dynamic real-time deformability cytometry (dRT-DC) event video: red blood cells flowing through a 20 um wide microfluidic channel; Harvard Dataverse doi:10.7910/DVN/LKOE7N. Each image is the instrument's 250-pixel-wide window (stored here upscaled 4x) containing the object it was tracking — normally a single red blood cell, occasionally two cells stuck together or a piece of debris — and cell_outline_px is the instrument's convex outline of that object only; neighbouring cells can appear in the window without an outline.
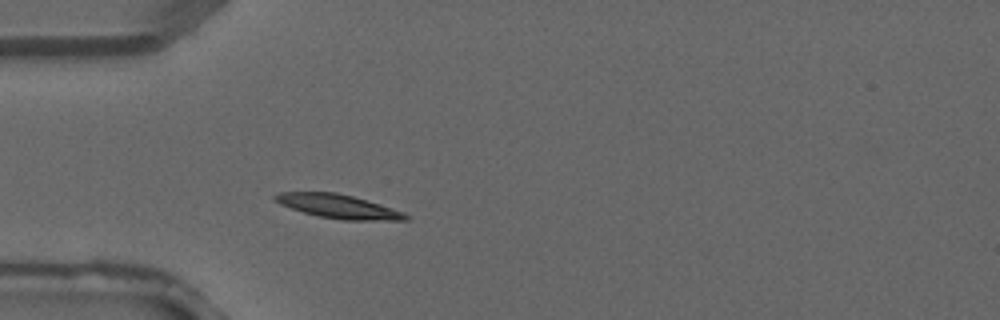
{"species": "common noctule bat (a hibernating species)", "species_latin": "Nyctalus noctula", "temperature_condition": "warm", "stored_images_in_passage": 1, "camera_frame_rate_fps": 3000, "um_per_image_px": 0.085, "animal": {"sex": "male", "forearm_length_mm": 52.5}, "frame": {"image": 1, "passage_image": 1, "time_ms": 0.0, "image_size_px": [1000, 320], "cell_outline_px": [[412, 216], [408, 220], [344, 220], [320, 216], [304, 212], [280, 204], [272, 200], [272, 196], [280, 192], [336, 192], [352, 196], [392, 208], [404, 212]], "centroid_in_image_um": [28.76, 17.54], "position_along_channel_um": 56.2, "area_um2": 18.03}}